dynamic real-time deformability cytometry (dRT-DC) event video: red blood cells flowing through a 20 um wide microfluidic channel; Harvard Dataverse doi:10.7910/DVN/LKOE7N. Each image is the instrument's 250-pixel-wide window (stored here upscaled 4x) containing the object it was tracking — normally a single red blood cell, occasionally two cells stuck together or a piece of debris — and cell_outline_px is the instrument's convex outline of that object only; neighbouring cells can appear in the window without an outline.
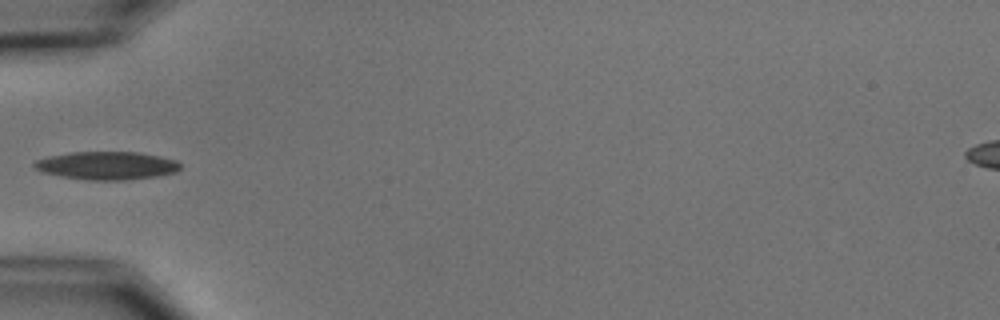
{"species": "common noctule bat (a hibernating species)", "species_latin": "Nyctalus noctula", "temperature_condition": "cold", "stored_images_in_passage": 6, "camera_frame_rate_fps": 3000, "um_per_image_px": 0.085, "animal": {"sex": "male", "body_mass_g": 15.6}, "frame": {"image": 1, "passage_image": 6, "time_ms": 6.0, "image_size_px": [1000, 320], "cell_outline_px": [[180, 168], [176, 172], [156, 176], [124, 180], [88, 180], [60, 176], [44, 172], [36, 168], [32, 164], [36, 160], [48, 156], [68, 152], [136, 152], [160, 156], [176, 160], [180, 164]], "centroid_in_image_um": [9.07, 14.07], "position_along_channel_um": 75.9, "area_um2": 23.81}}